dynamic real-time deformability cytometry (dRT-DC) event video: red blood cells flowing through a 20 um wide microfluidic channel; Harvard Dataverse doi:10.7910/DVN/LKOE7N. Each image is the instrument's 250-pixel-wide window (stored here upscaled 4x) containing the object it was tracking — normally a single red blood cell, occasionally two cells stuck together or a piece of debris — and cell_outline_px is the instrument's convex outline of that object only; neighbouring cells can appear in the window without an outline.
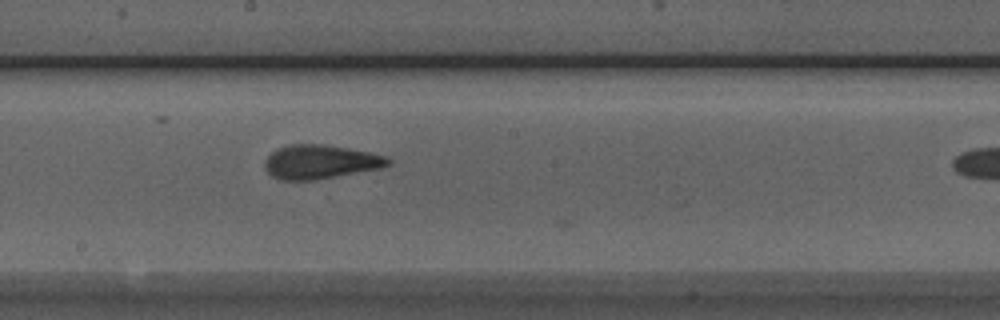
{"species": "Egyptian fruit bat (a non-hibernating species)", "species_latin": "Rousettus aegyptiacus", "temperature_condition": "room temperature", "stored_images_in_passage": 16, "camera_frame_rate_fps": 3000, "um_per_image_px": 0.085, "animal": {"sex": "male"}, "frame": {"image": 1, "passage_image": 15, "time_ms": 4.667, "image_size_px": [1000, 320], "cell_outline_px": [[392, 164], [380, 168], [316, 180], [280, 180], [272, 176], [268, 172], [264, 164], [264, 160], [276, 148], [288, 144], [324, 144], [348, 148], [388, 156], [392, 160]], "centroid_in_image_um": [27.23, 13.75], "position_along_channel_um": 221.0, "area_um2": 24.57}}